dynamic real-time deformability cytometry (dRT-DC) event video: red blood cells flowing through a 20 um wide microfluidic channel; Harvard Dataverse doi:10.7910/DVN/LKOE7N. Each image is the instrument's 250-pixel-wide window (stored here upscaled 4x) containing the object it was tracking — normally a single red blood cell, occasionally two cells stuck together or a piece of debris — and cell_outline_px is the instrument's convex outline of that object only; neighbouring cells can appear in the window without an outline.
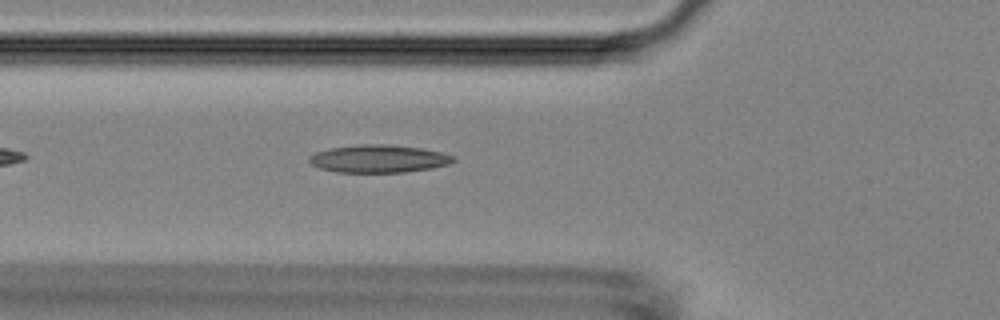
{"species": "Egyptian fruit bat (a non-hibernating species)", "species_latin": "Rousettus aegyptiacus", "temperature_condition": "room temperature", "stored_images_in_passage": 37, "camera_frame_rate_fps": 3000, "um_per_image_px": 0.085, "animal": {"sex": "female"}, "frame": {"image": 1, "passage_image": 5, "time_ms": 1.333, "image_size_px": [1000, 320], "cell_outline_px": [[456, 160], [448, 164], [432, 168], [404, 172], [336, 172], [320, 168], [312, 164], [308, 160], [308, 156], [316, 152], [328, 148], [356, 144], [388, 144], [420, 148], [440, 152], [452, 156]], "centroid_in_image_um": [32.14, 13.48], "position_along_channel_um": 93.7, "area_um2": 23.29}}
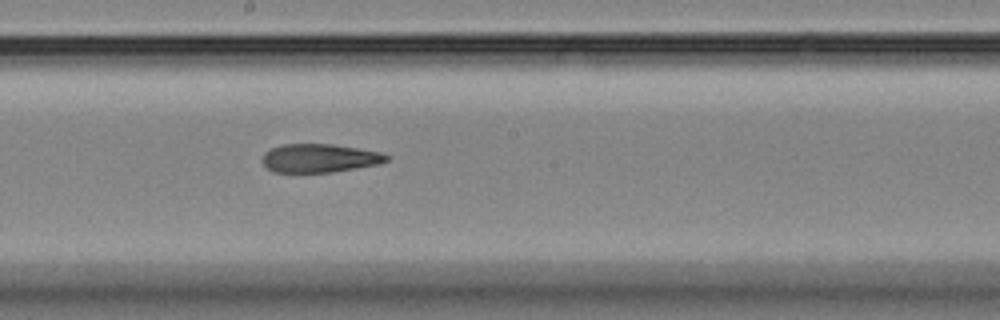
{"frame": {"image": 2, "passage_image": 15, "time_ms": 4.667, "image_size_px": [1000, 320], "cell_outline_px": [[388, 160], [380, 164], [332, 172], [272, 172], [260, 160], [264, 152], [272, 148], [284, 144], [332, 144], [380, 152], [388, 156]], "centroid_in_image_um": [27.13, 13.44], "position_along_channel_um": 221.1, "area_um2": 20.58}}
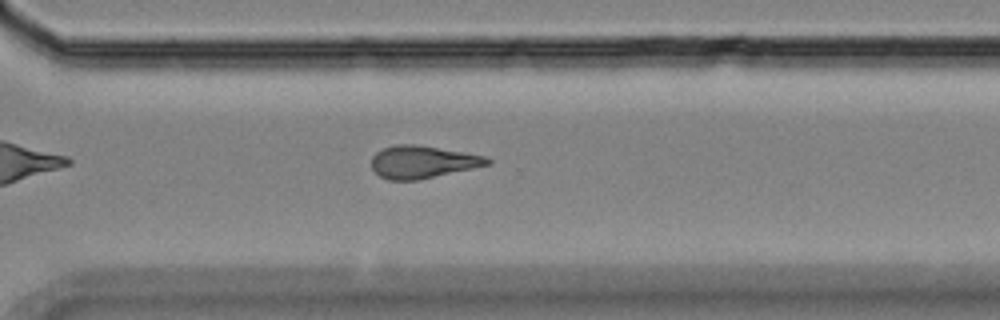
{"frame": {"image": 3, "passage_image": 24, "time_ms": 7.667, "image_size_px": [1000, 320], "cell_outline_px": [[492, 164], [420, 180], [388, 180], [380, 176], [372, 168], [372, 156], [376, 152], [384, 148], [396, 144], [416, 144], [488, 156], [492, 160]], "centroid_in_image_um": [35.96, 13.77], "position_along_channel_um": 334.6, "area_um2": 22.14}, "authors_computed_cell_mechanics": {"area_um2": 21.7328, "velocity_mm_per_s": 3.7955, "shape_relaxation_time_tau1_ms": null, "shape_relaxation_time_tau2_ms": 3.9285, "deformation_change_tau1": null, "deformation_change_tau2": 0.1424}}